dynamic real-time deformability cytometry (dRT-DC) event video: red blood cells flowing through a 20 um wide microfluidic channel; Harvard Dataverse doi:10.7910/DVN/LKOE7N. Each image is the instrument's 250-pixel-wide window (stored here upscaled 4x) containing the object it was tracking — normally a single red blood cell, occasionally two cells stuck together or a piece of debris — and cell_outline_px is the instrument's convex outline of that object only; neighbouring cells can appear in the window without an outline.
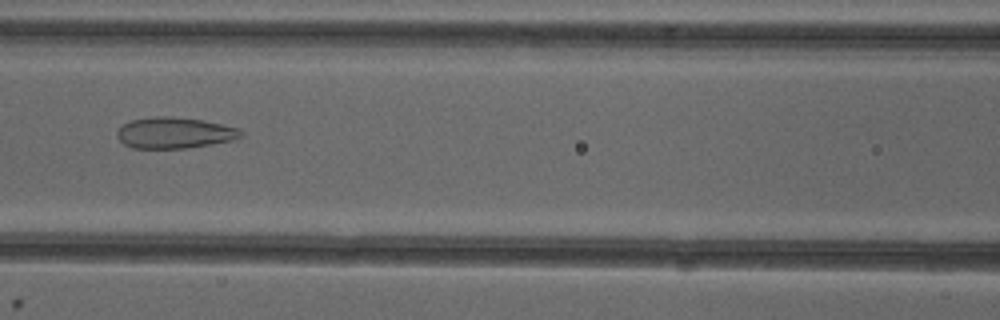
{"species": "common noctule bat (a hibernating species)", "species_latin": "Nyctalus noctula", "temperature_condition": "cold", "stored_images_in_passage": 6, "camera_frame_rate_fps": 3000, "um_per_image_px": 0.085, "animal": {"sex": "female"}, "frame": {"image": 1, "passage_image": 6, "time_ms": 6.667, "image_size_px": [1000, 320], "cell_outline_px": [[244, 136], [232, 140], [184, 148], [132, 148], [124, 144], [116, 136], [116, 132], [124, 124], [132, 120], [156, 116], [172, 116], [204, 120], [240, 128], [244, 132]], "centroid_in_image_um": [14.86, 11.28], "position_along_channel_um": 151.7, "area_um2": 22.43}}